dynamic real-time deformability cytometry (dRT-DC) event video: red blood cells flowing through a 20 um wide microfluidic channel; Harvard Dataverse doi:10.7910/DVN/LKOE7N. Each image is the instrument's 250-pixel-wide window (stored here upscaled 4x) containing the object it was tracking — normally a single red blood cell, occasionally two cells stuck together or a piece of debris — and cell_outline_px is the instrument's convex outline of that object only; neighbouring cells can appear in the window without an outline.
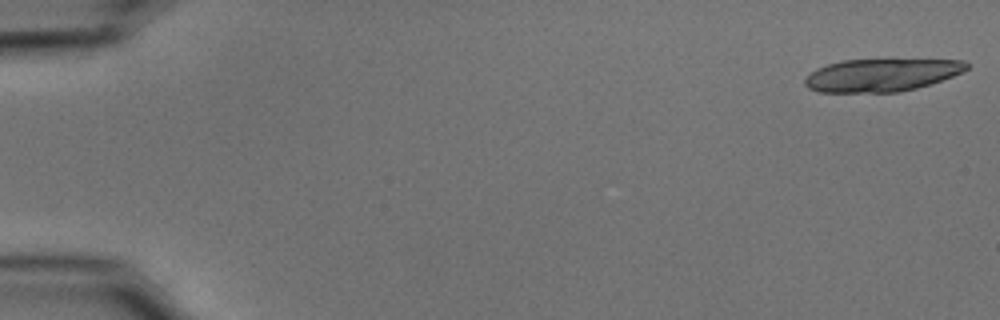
{"species": "common noctule bat (a hibernating species)", "species_latin": "Nyctalus noctula", "temperature_condition": "cold", "stored_images_in_passage": 20, "camera_frame_rate_fps": 3000, "um_per_image_px": 0.085, "animal": {"sex": "male", "body_mass_g": 15.6}, "frame": {"image": 1, "passage_image": 1, "time_ms": 0.0, "image_size_px": [1000, 320], "cell_outline_px": [[968, 68], [964, 72], [916, 88], [900, 92], [820, 92], [808, 88], [804, 84], [804, 80], [816, 68], [840, 60], [892, 56], [964, 60], [968, 64]], "centroid_in_image_um": [74.99, 6.3], "position_along_channel_um": 10.0, "area_um2": 32.37}}